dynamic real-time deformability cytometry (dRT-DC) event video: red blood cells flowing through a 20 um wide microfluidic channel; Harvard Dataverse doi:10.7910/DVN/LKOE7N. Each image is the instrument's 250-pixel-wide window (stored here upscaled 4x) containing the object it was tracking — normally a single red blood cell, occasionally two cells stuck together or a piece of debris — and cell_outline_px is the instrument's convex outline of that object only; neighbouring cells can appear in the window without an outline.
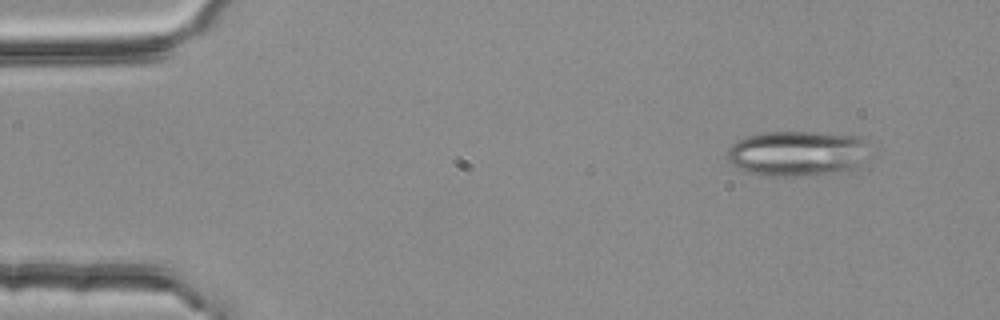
{"species": "common noctule bat (a hibernating species)", "species_latin": "Nyctalus noctula", "temperature_condition": "room temperature", "stored_images_in_passage": 2, "camera_frame_rate_fps": 3000, "um_per_image_px": 0.085, "animal": {"sex": "female", "body_mass_g": 25.1}, "frame": {"image": 1, "passage_image": 1, "time_ms": 0.0, "image_size_px": [1000, 320], "cell_outline_px": [[872, 140], [856, 168], [848, 172], [796, 176], [768, 176], [748, 172], [736, 168], [728, 160], [728, 148], [732, 144], [748, 136], [760, 132], [820, 132], [868, 136]], "centroid_in_image_um": [67.84, 13.02], "position_along_channel_um": 17.2, "area_um2": 38.26}}